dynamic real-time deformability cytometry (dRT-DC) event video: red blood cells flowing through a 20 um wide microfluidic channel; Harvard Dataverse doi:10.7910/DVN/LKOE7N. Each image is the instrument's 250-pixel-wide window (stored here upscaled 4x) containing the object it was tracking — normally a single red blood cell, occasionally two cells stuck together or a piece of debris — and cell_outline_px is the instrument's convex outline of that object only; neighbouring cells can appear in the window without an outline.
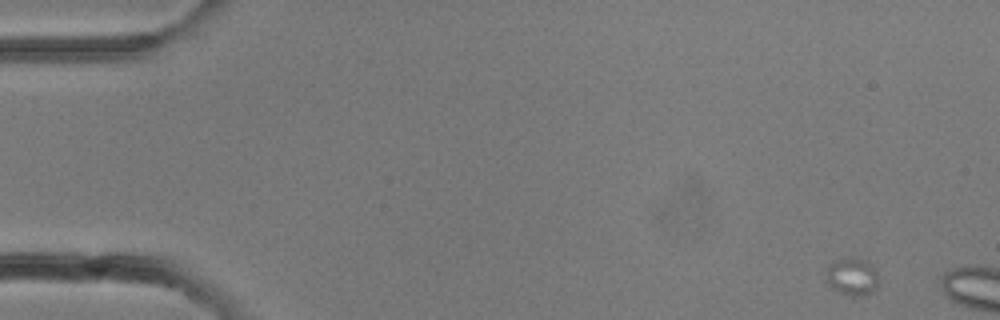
{"species": "common noctule bat (a hibernating species)", "species_latin": "Nyctalus noctula", "temperature_condition": "room temperature", "stored_images_in_passage": 4, "camera_frame_rate_fps": 3000, "um_per_image_px": 0.085, "animal": {"sex": "female"}, "frame": {"image": 1, "passage_image": 1, "time_ms": 0.0, "image_size_px": [1000, 320], "cell_outline_px": [[876, 288], [872, 292], [864, 296], [852, 296], [836, 292], [824, 280], [828, 268], [832, 260], [864, 260], [876, 272]], "centroid_in_image_um": [72.36, 23.59], "position_along_channel_um": 12.6, "area_um2": 11.1}}